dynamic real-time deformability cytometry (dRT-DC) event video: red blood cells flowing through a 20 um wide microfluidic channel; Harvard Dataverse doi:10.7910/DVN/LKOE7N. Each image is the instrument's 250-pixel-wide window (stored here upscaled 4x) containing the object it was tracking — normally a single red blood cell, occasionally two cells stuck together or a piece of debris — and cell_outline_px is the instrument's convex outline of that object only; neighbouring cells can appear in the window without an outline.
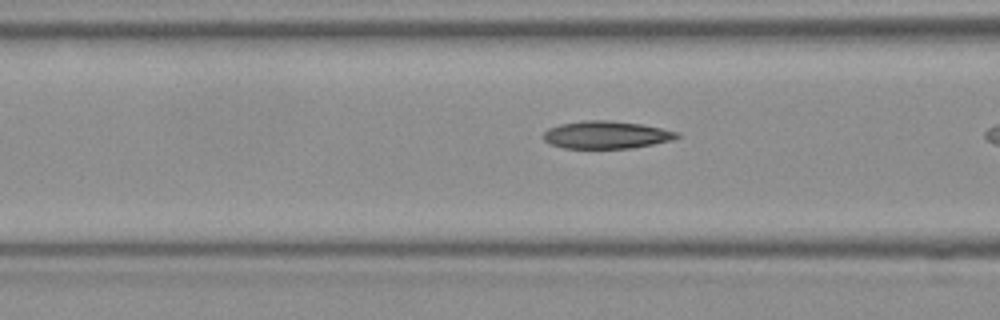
{"species": "Egyptian fruit bat (a non-hibernating species)", "species_latin": "Rousettus aegyptiacus", "temperature_condition": "room temperature", "stored_images_in_passage": 5, "camera_frame_rate_fps": 3000, "um_per_image_px": 0.085, "frame": {"image": 1, "passage_image": 4, "time_ms": 1.0, "image_size_px": [1000, 320], "cell_outline_px": [[680, 136], [672, 140], [632, 148], [564, 148], [548, 144], [544, 140], [544, 132], [548, 128], [560, 124], [584, 120], [612, 120], [644, 124], [680, 132]], "centroid_in_image_um": [51.54, 11.45], "position_along_channel_um": 115.1, "area_um2": 21.68}}